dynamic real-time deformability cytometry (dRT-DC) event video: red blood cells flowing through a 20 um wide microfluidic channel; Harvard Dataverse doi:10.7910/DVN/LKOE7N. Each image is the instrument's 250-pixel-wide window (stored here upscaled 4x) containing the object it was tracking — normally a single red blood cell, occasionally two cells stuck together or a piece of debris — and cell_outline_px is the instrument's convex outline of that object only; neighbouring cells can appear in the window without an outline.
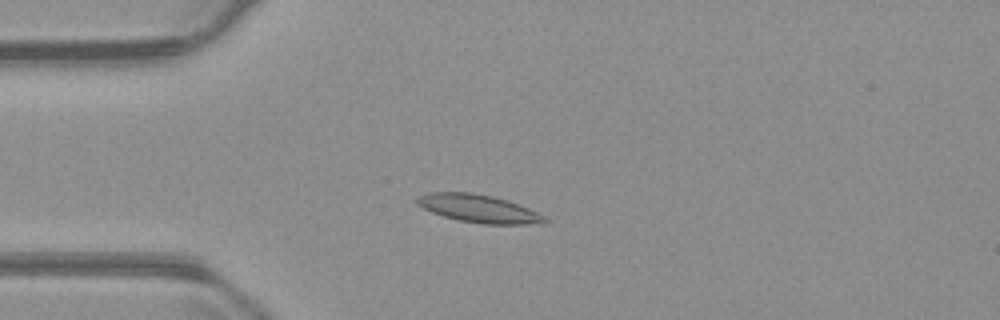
{"species": "common noctule bat (a hibernating species)", "species_latin": "Nyctalus noctula", "temperature_condition": "warm", "stored_images_in_passage": 55, "camera_frame_rate_fps": 3000, "um_per_image_px": 0.085, "animal": {"sex": "male", "body_mass_g": 23.1, "forearm_length_mm": 52.7}, "frame": {"image": 1, "passage_image": 14, "time_ms": 4.333, "image_size_px": [1000, 320], "cell_outline_px": [[548, 220], [528, 224], [480, 224], [456, 220], [432, 212], [416, 204], [416, 196], [428, 192], [472, 192], [492, 196], [508, 200], [528, 208], [544, 216]], "centroid_in_image_um": [40.61, 17.71], "position_along_channel_um": 44.4, "area_um2": 20.69}}
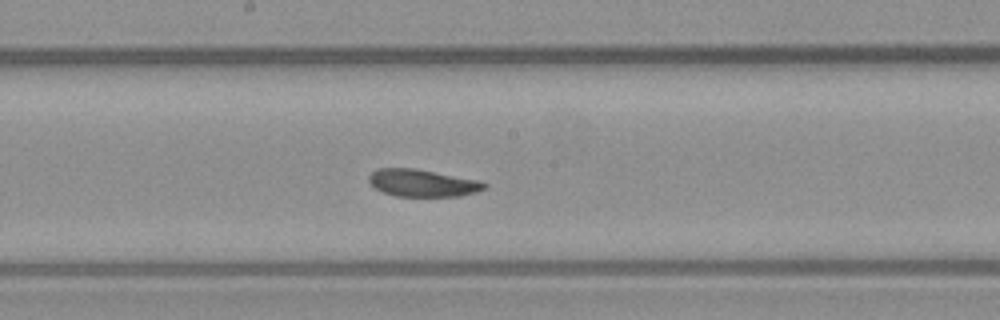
{"frame": {"image": 2, "passage_image": 29, "time_ms": 9.333, "image_size_px": [1000, 320], "cell_outline_px": [[488, 184], [484, 188], [476, 192], [460, 196], [396, 196], [384, 192], [376, 188], [368, 180], [368, 176], [372, 172], [380, 168], [416, 168], [480, 180]], "centroid_in_image_um": [35.93, 15.54], "position_along_channel_um": 212.3, "area_um2": 18.32}}
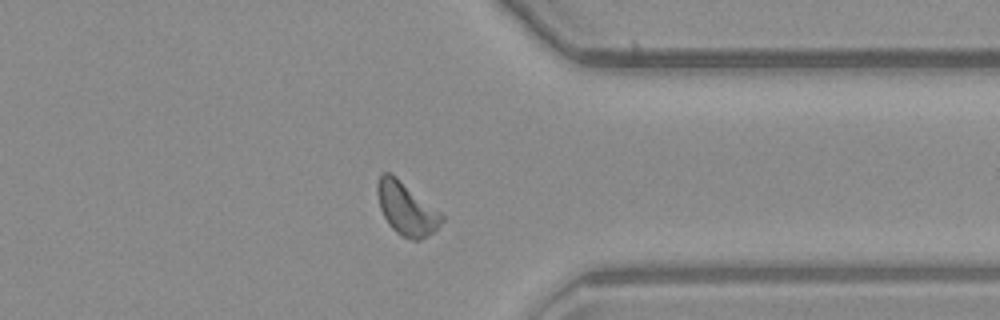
{"frame": {"image": 3, "passage_image": 43, "time_ms": 14.0, "image_size_px": [1000, 320], "cell_outline_px": [[444, 220], [428, 236], [420, 240], [412, 240], [400, 236], [388, 224], [380, 208], [376, 192], [376, 184], [380, 172], [392, 172], [440, 212], [444, 216]], "centroid_in_image_um": [34.51, 17.71], "position_along_channel_um": 376.9, "area_um2": 20.0}, "authors_computed_cell_mechanics": {"area_um2": 19.1896, "velocity_mm_per_s": 3.6854, "shape_relaxation_time_tau1_ms": 4.4996, "shape_relaxation_time_tau2_ms": 9.5125, "deformation_change_tau1": 0.1288, "deformation_change_tau2": 0.1891}}